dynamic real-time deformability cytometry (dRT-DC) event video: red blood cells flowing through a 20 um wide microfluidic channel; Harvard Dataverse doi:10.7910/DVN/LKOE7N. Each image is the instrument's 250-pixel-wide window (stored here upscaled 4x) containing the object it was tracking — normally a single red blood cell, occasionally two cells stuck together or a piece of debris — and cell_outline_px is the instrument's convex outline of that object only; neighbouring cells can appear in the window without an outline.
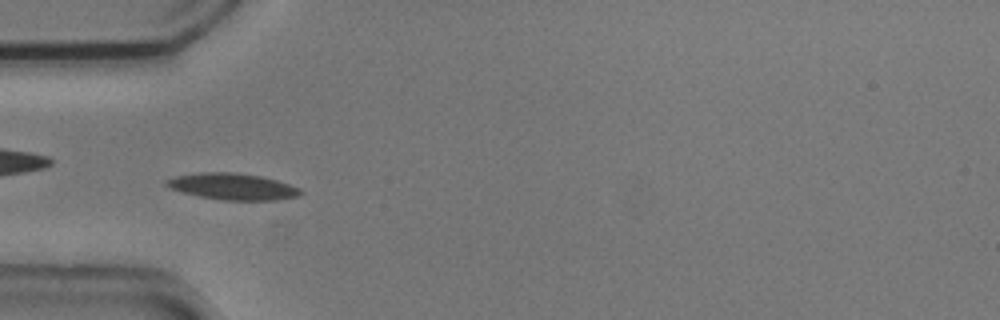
{"species": "common noctule bat (a hibernating species)", "species_latin": "Nyctalus noctula", "temperature_condition": "cold", "stored_images_in_passage": 53, "camera_frame_rate_fps": 3000, "um_per_image_px": 0.085, "animal": {"sex": "male", "body_mass_g": 20.5, "forearm_length_mm": 52.5}, "frame": {"image": 1, "passage_image": 16, "time_ms": 5.0, "image_size_px": [1000, 320], "cell_outline_px": [[304, 192], [300, 196], [276, 200], [220, 200], [200, 196], [168, 188], [164, 184], [164, 180], [176, 176], [200, 172], [236, 172], [260, 176], [276, 180], [300, 188]], "centroid_in_image_um": [19.77, 15.85], "position_along_channel_um": 65.2, "area_um2": 20.75}}
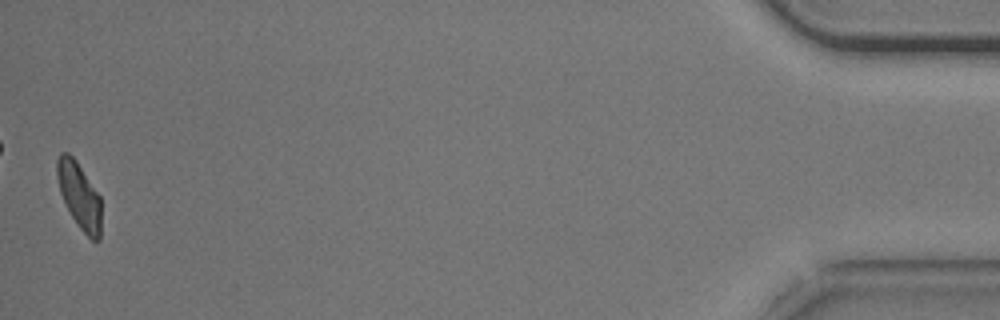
{"frame": {"image": 2, "passage_image": 53, "time_ms": 17.333, "image_size_px": [1000, 320], "cell_outline_px": [[100, 240], [92, 240], [80, 228], [72, 216], [60, 192], [56, 176], [56, 160], [60, 152], [68, 152], [76, 160], [100, 196]], "centroid_in_image_um": [6.72, 16.58], "position_along_channel_um": 428.5, "area_um2": 16.82}, "authors_computed_cell_mechanics": {"area_um2": 18.4382, "velocity_mm_per_s": 3.6956, "shape_relaxation_time_tau1_ms": 2.6912, "shape_relaxation_time_tau2_ms": 10.3728, "deformation_change_tau1": 0.1112, "deformation_change_tau2": 0.159}}